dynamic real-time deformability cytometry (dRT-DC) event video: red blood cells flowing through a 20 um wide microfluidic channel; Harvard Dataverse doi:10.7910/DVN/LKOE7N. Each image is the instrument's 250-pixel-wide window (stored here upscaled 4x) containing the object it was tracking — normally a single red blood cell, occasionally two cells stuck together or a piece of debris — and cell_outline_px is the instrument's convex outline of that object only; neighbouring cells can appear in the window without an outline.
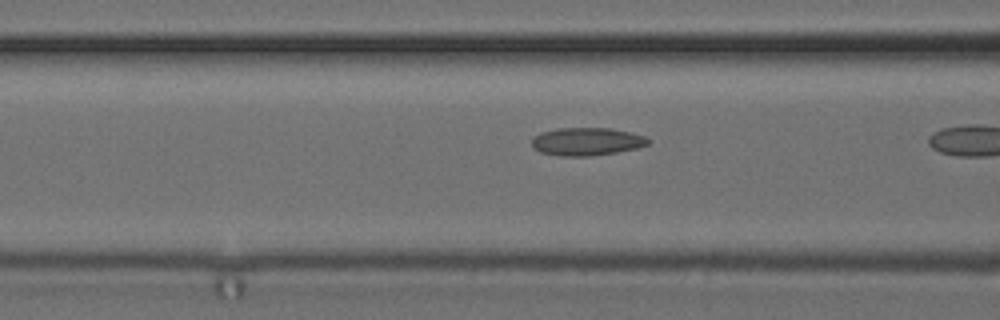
{"species": "common noctule bat (a hibernating species)", "species_latin": "Nyctalus noctula", "temperature_condition": "cold", "stored_images_in_passage": 6, "camera_frame_rate_fps": 3000, "um_per_image_px": 0.085, "animal": {"sex": "female", "body_mass_g": 24.6, "forearm_length_mm": 56.2}, "frame": {"image": 1, "passage_image": 4, "time_ms": 1.0, "image_size_px": [1000, 320], "cell_outline_px": [[652, 140], [648, 144], [636, 148], [616, 152], [592, 156], [560, 156], [540, 152], [532, 148], [532, 136], [540, 132], [556, 128], [612, 128], [632, 132], [644, 136]], "centroid_in_image_um": [49.85, 12.02], "position_along_channel_um": 116.8, "area_um2": 19.19}}